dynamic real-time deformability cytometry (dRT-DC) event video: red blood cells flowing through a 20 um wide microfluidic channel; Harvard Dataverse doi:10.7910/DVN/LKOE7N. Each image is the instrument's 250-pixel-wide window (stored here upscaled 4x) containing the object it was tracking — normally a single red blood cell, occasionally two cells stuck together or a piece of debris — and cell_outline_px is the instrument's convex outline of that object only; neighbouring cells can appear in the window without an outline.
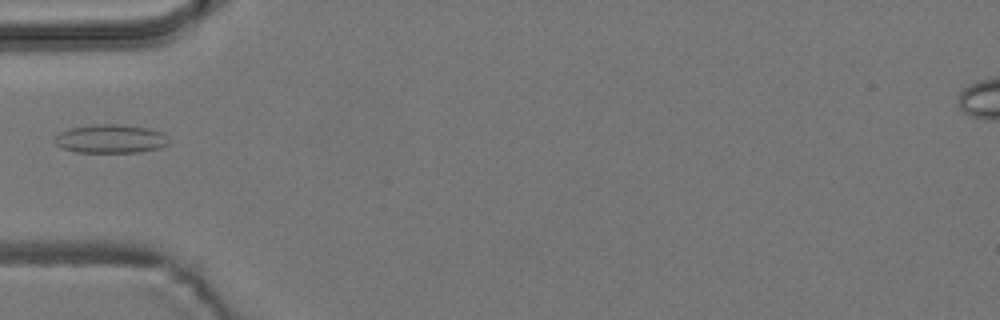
{"species": "common noctule bat (a hibernating species)", "species_latin": "Nyctalus noctula", "temperature_condition": "room temperature", "stored_images_in_passage": 5, "camera_frame_rate_fps": 3000, "um_per_image_px": 0.085, "animal": {"sex": "male", "body_mass_g": 19.2, "forearm_length_mm": 51.8}, "frame": {"image": 1, "passage_image": 5, "time_ms": 1.333, "image_size_px": [1000, 320], "cell_outline_px": [[168, 144], [160, 148], [140, 152], [76, 152], [60, 148], [52, 140], [60, 132], [68, 128], [92, 124], [120, 124], [148, 128], [164, 132], [168, 140]], "centroid_in_image_um": [9.38, 11.79], "position_along_channel_um": 75.6, "area_um2": 19.31}}